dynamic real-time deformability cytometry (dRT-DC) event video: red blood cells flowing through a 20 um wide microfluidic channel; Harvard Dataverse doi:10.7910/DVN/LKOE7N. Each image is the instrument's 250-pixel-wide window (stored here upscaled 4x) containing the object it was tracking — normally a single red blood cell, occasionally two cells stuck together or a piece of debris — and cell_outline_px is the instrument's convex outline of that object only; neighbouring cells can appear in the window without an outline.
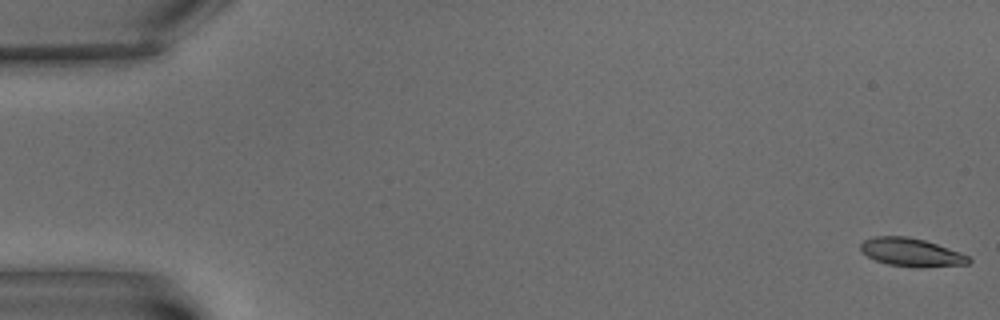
{"species": "common noctule bat (a hibernating species)", "species_latin": "Nyctalus noctula", "temperature_condition": "warm", "stored_images_in_passage": 7, "camera_frame_rate_fps": 3000, "um_per_image_px": 0.085, "animal": {"sex": "male", "body_mass_g": 15.6}, "frame": {"image": 1, "passage_image": 1, "time_ms": 0.0, "image_size_px": [1000, 320], "cell_outline_px": [[972, 260], [968, 264], [920, 268], [888, 264], [876, 260], [860, 252], [860, 244], [864, 240], [876, 236], [908, 236], [924, 240], [960, 252], [968, 256]], "centroid_in_image_um": [77.45, 21.45], "position_along_channel_um": 7.5, "area_um2": 17.8}}
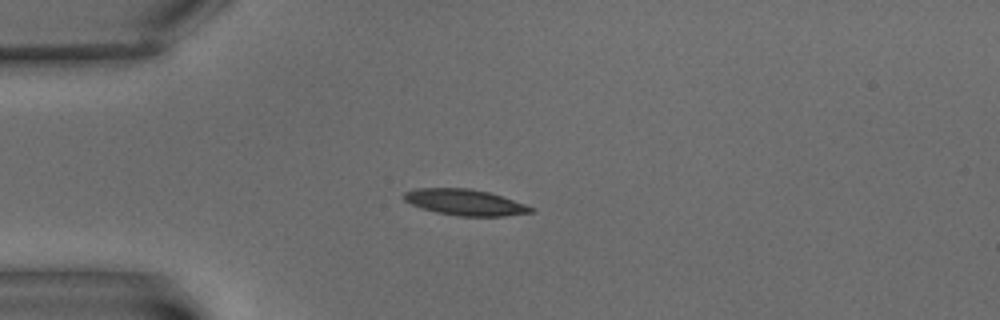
{"frame": {"image": 2, "passage_image": 5, "time_ms": 5.667, "image_size_px": [1000, 320], "cell_outline_px": [[536, 212], [504, 216], [456, 216], [436, 212], [412, 204], [404, 200], [404, 192], [416, 188], [468, 188], [488, 192], [536, 208]], "centroid_in_image_um": [39.55, 17.2], "position_along_channel_um": 45.5, "area_um2": 19.13}}
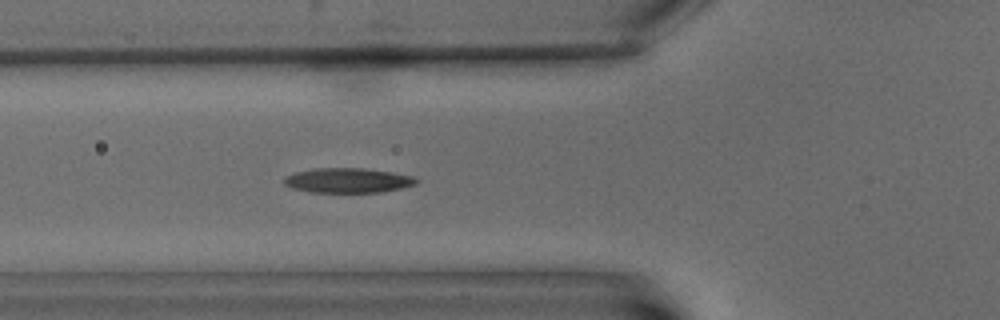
{"frame": {"image": 3, "passage_image": 7, "time_ms": 8.0, "image_size_px": [1000, 320], "cell_outline_px": [[420, 180], [416, 184], [400, 188], [380, 192], [312, 192], [292, 188], [284, 184], [284, 176], [296, 172], [312, 168], [364, 168], [392, 172], [416, 176]], "centroid_in_image_um": [29.59, 15.32], "position_along_channel_um": 96.2, "area_um2": 19.19}}